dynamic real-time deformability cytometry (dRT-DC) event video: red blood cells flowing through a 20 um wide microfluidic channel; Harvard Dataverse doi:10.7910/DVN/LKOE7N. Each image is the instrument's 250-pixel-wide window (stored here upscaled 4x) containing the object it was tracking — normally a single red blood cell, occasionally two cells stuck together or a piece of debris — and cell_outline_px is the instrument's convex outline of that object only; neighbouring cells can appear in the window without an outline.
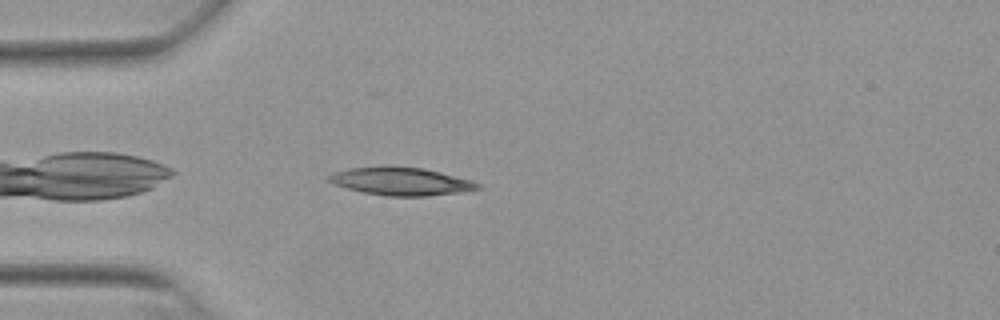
{"species": "Egyptian fruit bat (a non-hibernating species)", "species_latin": "Rousettus aegyptiacus", "temperature_condition": "warm", "stored_images_in_passage": 41, "camera_frame_rate_fps": 3000, "um_per_image_px": 0.085, "animal": {"sex": "female"}, "frame": {"image": 1, "passage_image": 3, "time_ms": 0.667, "image_size_px": [1000, 320], "cell_outline_px": [[480, 188], [464, 192], [428, 196], [388, 196], [364, 192], [348, 188], [336, 184], [328, 180], [328, 176], [336, 172], [348, 168], [388, 164], [392, 164], [424, 168], [472, 180], [480, 184]], "centroid_in_image_um": [34.12, 15.38], "position_along_channel_um": 50.9, "area_um2": 24.57}}
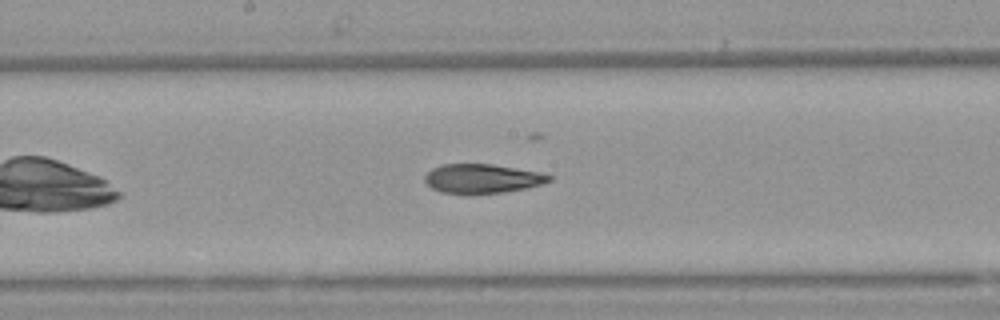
{"frame": {"image": 2, "passage_image": 16, "time_ms": 5.0, "image_size_px": [1000, 320], "cell_outline_px": [[552, 180], [544, 184], [528, 188], [504, 192], [468, 196], [464, 196], [440, 192], [432, 188], [424, 180], [424, 176], [432, 168], [440, 164], [492, 164], [540, 172], [552, 176]], "centroid_in_image_um": [40.98, 15.21], "position_along_channel_um": 207.2, "area_um2": 21.85}}
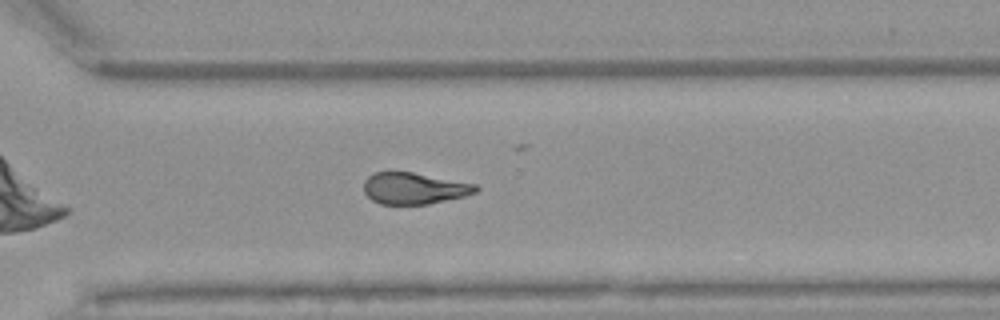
{"frame": {"image": 3, "passage_image": 26, "time_ms": 8.333, "image_size_px": [1000, 320], "cell_outline_px": [[480, 188], [476, 192], [464, 196], [428, 204], [380, 204], [372, 200], [364, 192], [364, 180], [372, 172], [392, 168], [476, 184]], "centroid_in_image_um": [35.14, 15.96], "position_along_channel_um": 335.5, "area_um2": 21.15}, "authors_computed_cell_mechanics": {"area_um2": 21.8484, "velocity_mm_per_s": 3.8558, "shape_relaxation_time_tau1_ms": 11.2434, "shape_relaxation_time_tau2_ms": 6.059, "deformation_change_tau1": 0.2883, "deformation_change_tau2": 0.1451}}